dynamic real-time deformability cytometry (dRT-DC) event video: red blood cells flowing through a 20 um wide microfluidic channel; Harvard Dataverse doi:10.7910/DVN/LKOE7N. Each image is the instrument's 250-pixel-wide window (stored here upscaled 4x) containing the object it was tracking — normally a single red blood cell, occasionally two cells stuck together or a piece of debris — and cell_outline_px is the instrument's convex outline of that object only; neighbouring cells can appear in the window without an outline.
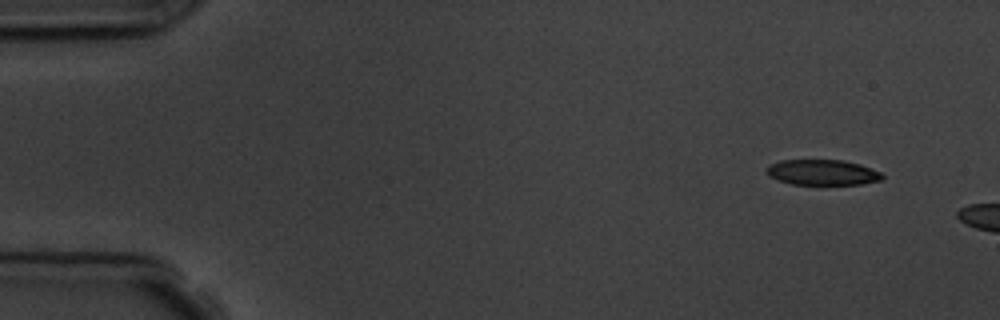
{"species": "common noctule bat (a hibernating species)", "species_latin": "Nyctalus noctula", "temperature_condition": "room temperature", "stored_images_in_passage": 3, "camera_frame_rate_fps": 3000, "um_per_image_px": 0.085, "animal": {"sex": "male", "body_mass_g": 19.5, "forearm_length_mm": 54.6}, "frame": {"image": 1, "passage_image": 1, "time_ms": 0.0, "image_size_px": [1000, 320], "cell_outline_px": [[884, 180], [860, 184], [792, 184], [776, 180], [768, 176], [768, 164], [780, 160], [844, 160], [860, 164], [880, 172], [884, 176]], "centroid_in_image_um": [69.91, 14.65], "position_along_channel_um": 15.1, "area_um2": 17.22}}